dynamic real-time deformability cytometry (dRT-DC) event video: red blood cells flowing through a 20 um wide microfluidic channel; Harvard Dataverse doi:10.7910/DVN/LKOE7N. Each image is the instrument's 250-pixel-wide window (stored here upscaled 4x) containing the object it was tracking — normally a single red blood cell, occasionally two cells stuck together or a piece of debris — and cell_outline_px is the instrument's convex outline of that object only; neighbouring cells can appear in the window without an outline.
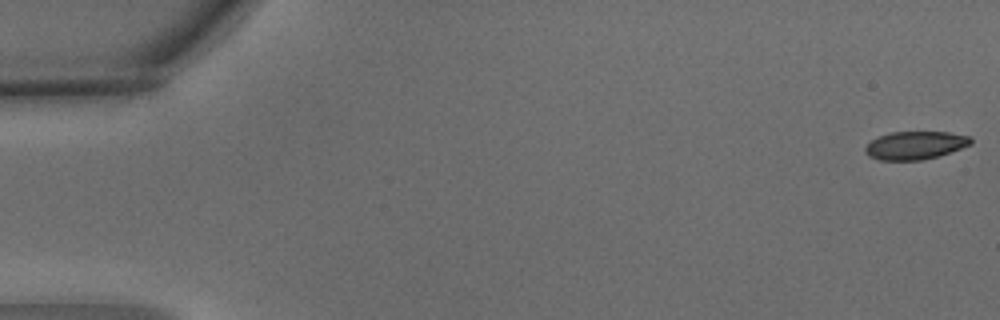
{"species": "common noctule bat (a hibernating species)", "species_latin": "Nyctalus noctula", "temperature_condition": "warm", "stored_images_in_passage": 5, "camera_frame_rate_fps": 3000, "um_per_image_px": 0.085, "animal": {"sex": "male", "body_mass_g": 15.6}, "frame": {"image": 1, "passage_image": 1, "time_ms": 0.0, "image_size_px": [1000, 320], "cell_outline_px": [[972, 144], [936, 156], [920, 160], [880, 160], [868, 156], [864, 152], [864, 148], [872, 140], [880, 136], [892, 132], [948, 132], [968, 136], [972, 140]], "centroid_in_image_um": [77.76, 12.35], "position_along_channel_um": 7.2, "area_um2": 16.99}}
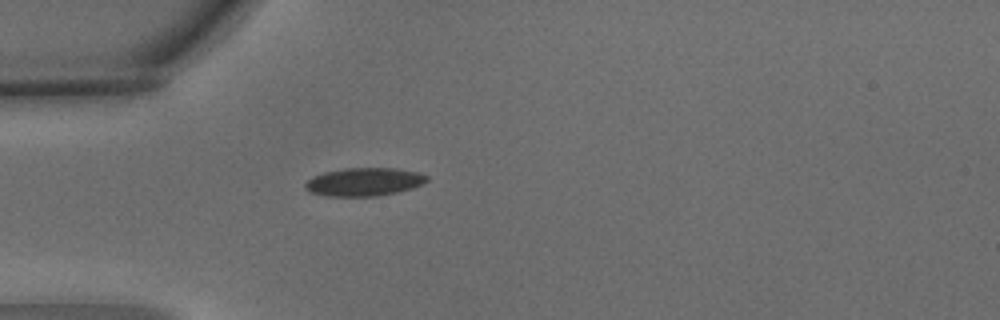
{"frame": {"image": 2, "passage_image": 5, "time_ms": 1.333, "image_size_px": [1000, 320], "cell_outline_px": [[428, 180], [424, 184], [412, 188], [396, 192], [376, 196], [328, 196], [308, 192], [304, 188], [304, 184], [312, 176], [324, 172], [344, 168], [396, 168], [420, 172], [428, 176]], "centroid_in_image_um": [30.95, 15.45], "position_along_channel_um": 54.1, "area_um2": 20.17}}